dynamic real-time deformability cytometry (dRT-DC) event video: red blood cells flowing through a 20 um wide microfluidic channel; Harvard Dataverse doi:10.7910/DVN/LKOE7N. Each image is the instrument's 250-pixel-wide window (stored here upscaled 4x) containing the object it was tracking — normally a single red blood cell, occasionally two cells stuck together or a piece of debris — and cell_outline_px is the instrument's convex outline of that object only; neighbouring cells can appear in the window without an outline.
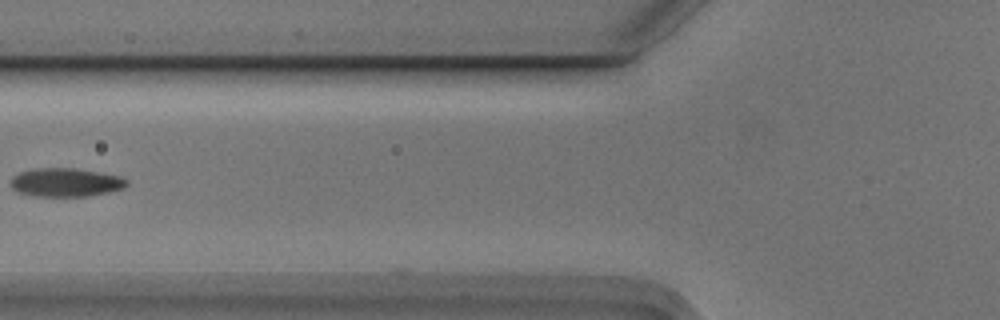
{"species": "Egyptian fruit bat (a non-hibernating species)", "species_latin": "Rousettus aegyptiacus", "temperature_condition": "cold", "stored_images_in_passage": 6, "camera_frame_rate_fps": 3000, "um_per_image_px": 0.085, "animal": {"sex": "male"}, "frame": {"image": 1, "passage_image": 6, "time_ms": 1.667, "image_size_px": [1000, 320], "cell_outline_px": [[128, 184], [124, 188], [108, 192], [88, 196], [32, 196], [16, 192], [12, 188], [12, 176], [20, 172], [44, 168], [72, 168], [120, 176], [128, 180]], "centroid_in_image_um": [5.59, 15.52], "position_along_channel_um": 120.2, "area_um2": 19.13}}